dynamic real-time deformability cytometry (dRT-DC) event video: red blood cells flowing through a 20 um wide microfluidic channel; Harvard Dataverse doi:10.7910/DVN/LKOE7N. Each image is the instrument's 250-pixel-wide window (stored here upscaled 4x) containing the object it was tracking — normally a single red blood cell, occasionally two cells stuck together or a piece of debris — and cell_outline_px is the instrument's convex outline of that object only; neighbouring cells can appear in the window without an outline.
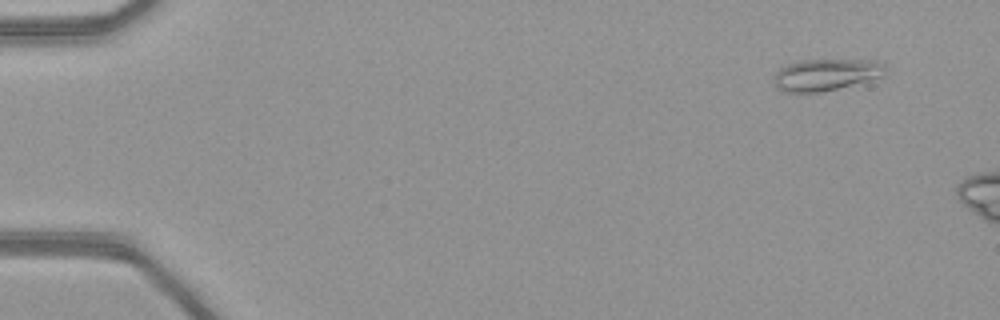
{"species": "common noctule bat (a hibernating species)", "species_latin": "Nyctalus noctula", "temperature_condition": "warm", "stored_images_in_passage": 10, "camera_frame_rate_fps": 3000, "um_per_image_px": 0.085, "animal": {"sex": "female", "body_mass_g": 21.9}, "frame": {"image": 1, "passage_image": 5, "time_ms": 1.333, "image_size_px": [1000, 320], "cell_outline_px": [[888, 76], [820, 92], [784, 92], [776, 88], [776, 72], [780, 68], [788, 64], [800, 60], [876, 60], [884, 64], [888, 68]], "centroid_in_image_um": [70.31, 6.34], "position_along_channel_um": 14.7, "area_um2": 20.75}}